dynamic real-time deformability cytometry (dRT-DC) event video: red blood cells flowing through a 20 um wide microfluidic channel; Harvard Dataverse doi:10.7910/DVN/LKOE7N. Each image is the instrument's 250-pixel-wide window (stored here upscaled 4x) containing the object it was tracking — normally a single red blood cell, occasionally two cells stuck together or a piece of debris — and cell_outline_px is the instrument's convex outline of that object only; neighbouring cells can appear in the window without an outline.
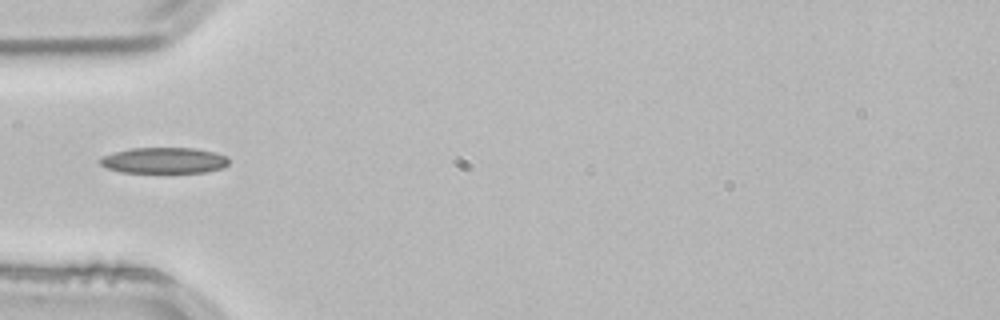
{"species": "common noctule bat (a hibernating species)", "species_latin": "Nyctalus noctula", "temperature_condition": "room temperature", "stored_images_in_passage": 37, "camera_frame_rate_fps": 3000, "um_per_image_px": 0.085, "animal": {"sex": "male", "body_mass_g": 21.5, "forearm_length_mm": 52.0}, "frame": {"image": 1, "passage_image": 1, "time_ms": 0.0, "image_size_px": [1000, 320], "cell_outline_px": [[228, 164], [220, 168], [204, 172], [120, 172], [108, 168], [100, 164], [100, 160], [104, 156], [116, 152], [132, 148], [192, 148], [216, 152], [228, 156]], "centroid_in_image_um": [13.97, 13.63], "position_along_channel_um": 71.0, "area_um2": 19.19}}
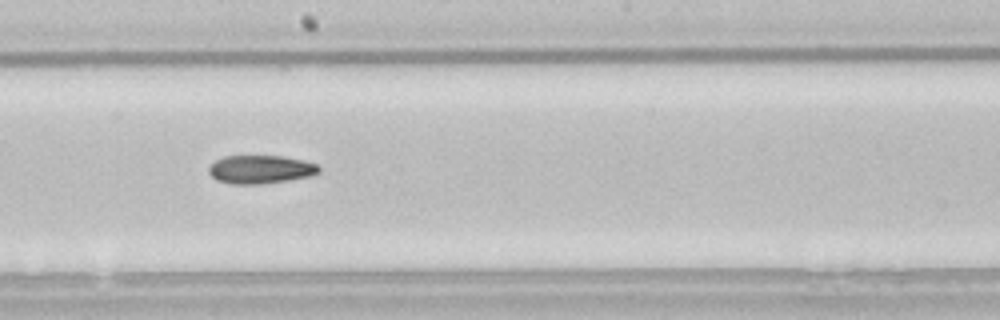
{"frame": {"image": 2, "passage_image": 13, "time_ms": 4.0, "image_size_px": [1000, 320], "cell_outline_px": [[320, 172], [312, 176], [288, 180], [260, 184], [232, 184], [216, 180], [208, 172], [208, 168], [216, 160], [224, 156], [284, 156], [304, 160], [316, 164], [320, 168]], "centroid_in_image_um": [22.16, 14.4], "position_along_channel_um": 226.0, "area_um2": 18.26}}
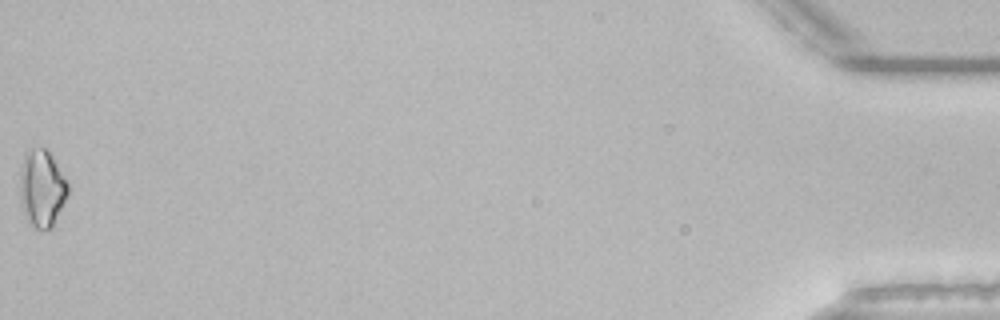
{"frame": {"image": 3, "passage_image": 37, "time_ms": 12.0, "image_size_px": [1000, 320], "cell_outline_px": [[68, 196], [52, 224], [48, 228], [36, 228], [28, 224], [20, 200], [20, 168], [24, 156], [32, 148], [44, 148], [48, 152], [56, 164], [68, 184]], "centroid_in_image_um": [3.53, 16.01], "position_along_channel_um": 431.7, "area_um2": 21.04}, "authors_computed_cell_mechanics": {"area_um2": 18.0914, "velocity_mm_per_s": 3.8502, "shape_relaxation_time_tau1_ms": 7.8244, "shape_relaxation_time_tau2_ms": 2.4392, "deformation_change_tau1": 0.1741, "deformation_change_tau2": 0.0852}}